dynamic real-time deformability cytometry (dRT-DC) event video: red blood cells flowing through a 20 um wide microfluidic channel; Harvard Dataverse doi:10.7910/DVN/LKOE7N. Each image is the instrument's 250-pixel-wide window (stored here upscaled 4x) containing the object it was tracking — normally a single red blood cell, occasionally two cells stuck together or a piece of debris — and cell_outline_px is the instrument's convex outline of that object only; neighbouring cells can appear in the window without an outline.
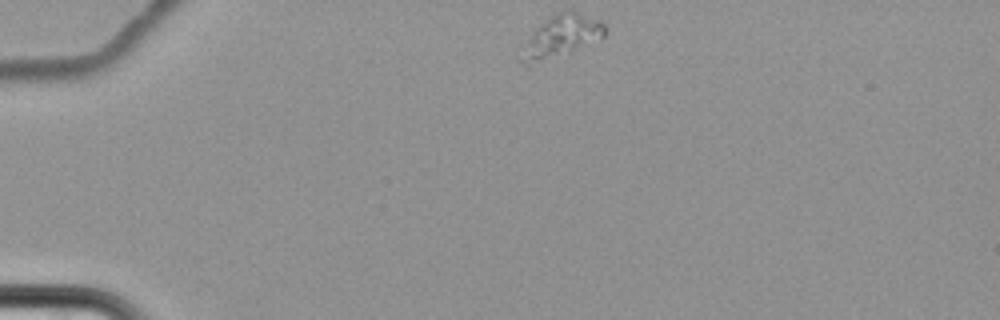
{"species": "common noctule bat (a hibernating species)", "species_latin": "Nyctalus noctula", "temperature_condition": "cold", "stored_images_in_passage": 4, "camera_frame_rate_fps": 3000, "um_per_image_px": 0.085, "animal": {"sex": "female", "body_mass_g": 22.7, "forearm_length_mm": 54.2}, "frame": {"image": 1, "passage_image": 1, "time_ms": 0.0, "image_size_px": [1000, 320], "cell_outline_px": [[604, 36], [528, 68], [516, 56], [536, 28], [556, 12], [576, 12], [596, 20], [604, 24]], "centroid_in_image_um": [47.56, 3.14], "position_along_channel_um": 37.4, "area_um2": 19.65}}